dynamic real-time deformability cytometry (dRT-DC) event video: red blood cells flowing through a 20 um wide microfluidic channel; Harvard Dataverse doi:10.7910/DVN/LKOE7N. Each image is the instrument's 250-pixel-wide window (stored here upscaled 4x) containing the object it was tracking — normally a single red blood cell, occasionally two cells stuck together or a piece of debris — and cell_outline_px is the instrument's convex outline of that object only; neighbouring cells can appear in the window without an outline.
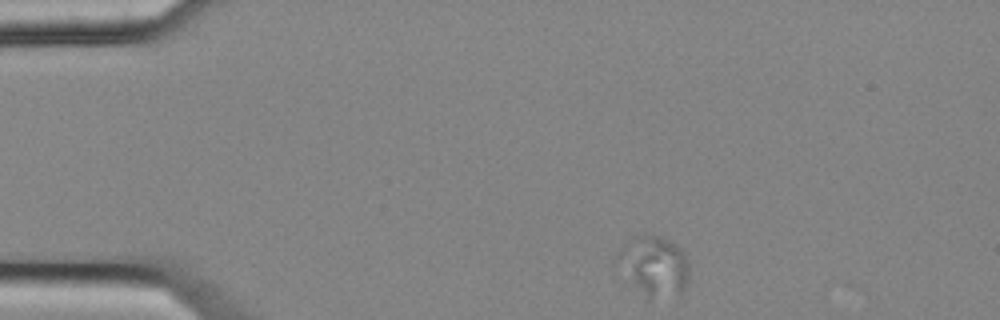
{"species": "common noctule bat (a hibernating species)", "species_latin": "Nyctalus noctula", "temperature_condition": "cold", "stored_images_in_passage": 3, "camera_frame_rate_fps": 3000, "um_per_image_px": 0.085, "animal": {"sex": "female", "body_mass_g": 25.1}, "frame": {"image": 1, "passage_image": 1, "time_ms": 0.0, "image_size_px": [1000, 320], "cell_outline_px": [[688, 280], [680, 300], [648, 300], [612, 264], [620, 248], [624, 244], [636, 236], [660, 236], [668, 240], [680, 248], [684, 252], [688, 264]], "centroid_in_image_um": [55.58, 22.72], "position_along_channel_um": 29.4, "area_um2": 26.24}}